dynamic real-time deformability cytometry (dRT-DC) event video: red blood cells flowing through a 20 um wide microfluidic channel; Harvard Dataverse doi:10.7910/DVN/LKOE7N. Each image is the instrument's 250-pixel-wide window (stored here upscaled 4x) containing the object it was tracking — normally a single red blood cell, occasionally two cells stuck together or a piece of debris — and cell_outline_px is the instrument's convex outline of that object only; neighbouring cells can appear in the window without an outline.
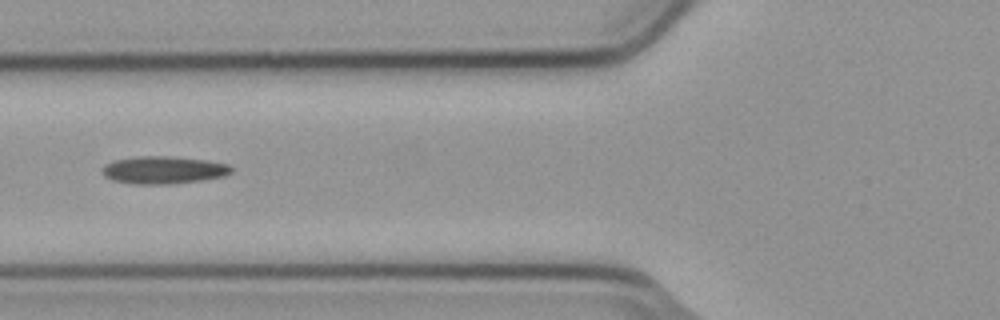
{"species": "common noctule bat (a hibernating species)", "species_latin": "Nyctalus noctula", "temperature_condition": "cold", "stored_images_in_passage": 6, "camera_frame_rate_fps": 3000, "um_per_image_px": 0.085, "animal": {"sex": "male", "body_mass_g": 23.1, "forearm_length_mm": 52.7}, "frame": {"image": 1, "passage_image": 4, "time_ms": 1.0, "image_size_px": [1000, 320], "cell_outline_px": [[232, 172], [224, 176], [200, 180], [168, 184], [132, 184], [112, 180], [104, 176], [100, 172], [104, 164], [116, 160], [140, 156], [164, 156], [204, 160], [228, 164], [232, 168]], "centroid_in_image_um": [13.85, 14.46], "position_along_channel_um": 112.0, "area_um2": 20.58}}
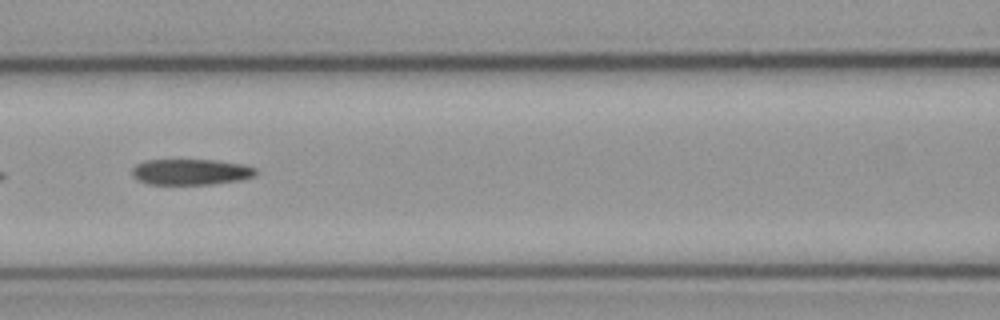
{"frame": {"image": 2, "passage_image": 5, "time_ms": 1.333, "image_size_px": [1000, 320], "cell_outline_px": [[256, 172], [252, 176], [240, 180], [212, 184], [148, 184], [132, 176], [132, 168], [136, 164], [148, 160], [212, 160], [240, 164], [256, 168]], "centroid_in_image_um": [16.18, 14.61], "position_along_channel_um": 150.4, "area_um2": 18.38}}
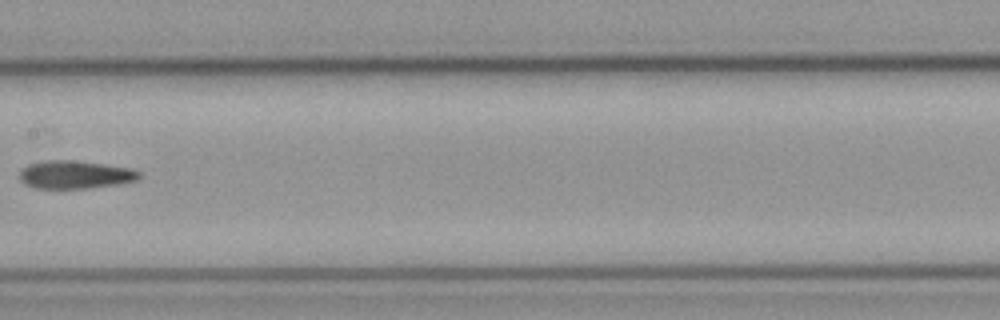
{"frame": {"image": 3, "passage_image": 6, "time_ms": 1.667, "image_size_px": [1000, 320], "cell_outline_px": [[140, 176], [136, 180], [120, 184], [88, 188], [36, 188], [24, 184], [20, 180], [20, 172], [28, 164], [48, 160], [72, 160], [104, 164], [132, 168], [140, 172]], "centroid_in_image_um": [6.4, 14.84], "position_along_channel_um": 201.0, "area_um2": 19.48}}